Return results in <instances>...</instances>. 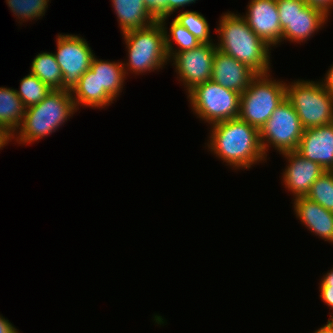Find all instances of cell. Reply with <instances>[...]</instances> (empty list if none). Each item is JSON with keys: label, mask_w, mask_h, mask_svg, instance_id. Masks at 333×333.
<instances>
[{"label": "cell", "mask_w": 333, "mask_h": 333, "mask_svg": "<svg viewBox=\"0 0 333 333\" xmlns=\"http://www.w3.org/2000/svg\"><path fill=\"white\" fill-rule=\"evenodd\" d=\"M76 111L71 91L52 90L40 103L25 109L23 121L11 141L23 145L39 141L57 131Z\"/></svg>", "instance_id": "3957f363"}, {"label": "cell", "mask_w": 333, "mask_h": 333, "mask_svg": "<svg viewBox=\"0 0 333 333\" xmlns=\"http://www.w3.org/2000/svg\"><path fill=\"white\" fill-rule=\"evenodd\" d=\"M307 5L321 10L326 16L330 17L331 8H333V0H304Z\"/></svg>", "instance_id": "83f0119b"}, {"label": "cell", "mask_w": 333, "mask_h": 333, "mask_svg": "<svg viewBox=\"0 0 333 333\" xmlns=\"http://www.w3.org/2000/svg\"><path fill=\"white\" fill-rule=\"evenodd\" d=\"M270 74H257L241 93L238 117L259 130L286 98L285 81L274 80Z\"/></svg>", "instance_id": "8992f818"}, {"label": "cell", "mask_w": 333, "mask_h": 333, "mask_svg": "<svg viewBox=\"0 0 333 333\" xmlns=\"http://www.w3.org/2000/svg\"><path fill=\"white\" fill-rule=\"evenodd\" d=\"M0 333H20L15 326L9 322V320L5 319L2 315H0Z\"/></svg>", "instance_id": "4dcf8cb0"}, {"label": "cell", "mask_w": 333, "mask_h": 333, "mask_svg": "<svg viewBox=\"0 0 333 333\" xmlns=\"http://www.w3.org/2000/svg\"><path fill=\"white\" fill-rule=\"evenodd\" d=\"M220 18L215 30L219 36L215 43L217 49L247 65L256 74L269 73L272 48L252 31L240 14L229 11Z\"/></svg>", "instance_id": "7a4b0ae2"}, {"label": "cell", "mask_w": 333, "mask_h": 333, "mask_svg": "<svg viewBox=\"0 0 333 333\" xmlns=\"http://www.w3.org/2000/svg\"><path fill=\"white\" fill-rule=\"evenodd\" d=\"M121 34L128 52L127 63L122 62L125 74L128 75L131 72L142 75L148 71L150 73L165 68L169 59L165 49V32L161 22Z\"/></svg>", "instance_id": "277c9868"}, {"label": "cell", "mask_w": 333, "mask_h": 333, "mask_svg": "<svg viewBox=\"0 0 333 333\" xmlns=\"http://www.w3.org/2000/svg\"><path fill=\"white\" fill-rule=\"evenodd\" d=\"M149 14L157 21L166 25L167 0H143Z\"/></svg>", "instance_id": "4316f807"}, {"label": "cell", "mask_w": 333, "mask_h": 333, "mask_svg": "<svg viewBox=\"0 0 333 333\" xmlns=\"http://www.w3.org/2000/svg\"><path fill=\"white\" fill-rule=\"evenodd\" d=\"M187 99L197 118L209 125L239 116L241 94L211 80L196 85Z\"/></svg>", "instance_id": "52a82bcc"}, {"label": "cell", "mask_w": 333, "mask_h": 333, "mask_svg": "<svg viewBox=\"0 0 333 333\" xmlns=\"http://www.w3.org/2000/svg\"><path fill=\"white\" fill-rule=\"evenodd\" d=\"M305 197L333 212V171L324 172L311 185Z\"/></svg>", "instance_id": "484cf974"}, {"label": "cell", "mask_w": 333, "mask_h": 333, "mask_svg": "<svg viewBox=\"0 0 333 333\" xmlns=\"http://www.w3.org/2000/svg\"><path fill=\"white\" fill-rule=\"evenodd\" d=\"M71 94L77 110L79 106L98 108V81L90 68L81 76Z\"/></svg>", "instance_id": "7402d4cb"}, {"label": "cell", "mask_w": 333, "mask_h": 333, "mask_svg": "<svg viewBox=\"0 0 333 333\" xmlns=\"http://www.w3.org/2000/svg\"><path fill=\"white\" fill-rule=\"evenodd\" d=\"M282 28V42L305 43L326 24L328 16L304 0H276Z\"/></svg>", "instance_id": "9c48e42d"}, {"label": "cell", "mask_w": 333, "mask_h": 333, "mask_svg": "<svg viewBox=\"0 0 333 333\" xmlns=\"http://www.w3.org/2000/svg\"><path fill=\"white\" fill-rule=\"evenodd\" d=\"M30 73L52 90H62L63 76L54 53H38L31 62Z\"/></svg>", "instance_id": "ffe728a7"}, {"label": "cell", "mask_w": 333, "mask_h": 333, "mask_svg": "<svg viewBox=\"0 0 333 333\" xmlns=\"http://www.w3.org/2000/svg\"><path fill=\"white\" fill-rule=\"evenodd\" d=\"M165 32V49L167 52L168 59H170L174 54L191 50L193 48L198 47L201 42L194 37L184 26L178 23L175 19H173L170 24L169 32L167 26L162 24ZM177 46V49L174 48L173 41Z\"/></svg>", "instance_id": "44dd1931"}, {"label": "cell", "mask_w": 333, "mask_h": 333, "mask_svg": "<svg viewBox=\"0 0 333 333\" xmlns=\"http://www.w3.org/2000/svg\"><path fill=\"white\" fill-rule=\"evenodd\" d=\"M25 109L16 89L0 87V127L10 136L21 125Z\"/></svg>", "instance_id": "d6986e66"}, {"label": "cell", "mask_w": 333, "mask_h": 333, "mask_svg": "<svg viewBox=\"0 0 333 333\" xmlns=\"http://www.w3.org/2000/svg\"><path fill=\"white\" fill-rule=\"evenodd\" d=\"M197 0H167V19L173 12L175 13L179 8L189 6Z\"/></svg>", "instance_id": "f546056e"}, {"label": "cell", "mask_w": 333, "mask_h": 333, "mask_svg": "<svg viewBox=\"0 0 333 333\" xmlns=\"http://www.w3.org/2000/svg\"><path fill=\"white\" fill-rule=\"evenodd\" d=\"M210 126L208 149L227 166L235 170H245L261 161L267 162L261 147L258 128L249 125L239 117Z\"/></svg>", "instance_id": "6da1fadb"}, {"label": "cell", "mask_w": 333, "mask_h": 333, "mask_svg": "<svg viewBox=\"0 0 333 333\" xmlns=\"http://www.w3.org/2000/svg\"><path fill=\"white\" fill-rule=\"evenodd\" d=\"M201 43H214L210 37V27L203 14L196 11H184L174 18Z\"/></svg>", "instance_id": "d4e9b609"}, {"label": "cell", "mask_w": 333, "mask_h": 333, "mask_svg": "<svg viewBox=\"0 0 333 333\" xmlns=\"http://www.w3.org/2000/svg\"><path fill=\"white\" fill-rule=\"evenodd\" d=\"M87 42L75 34L56 36L57 50L54 55L63 76L62 90L72 91L81 76L90 68L95 53Z\"/></svg>", "instance_id": "30bf717a"}, {"label": "cell", "mask_w": 333, "mask_h": 333, "mask_svg": "<svg viewBox=\"0 0 333 333\" xmlns=\"http://www.w3.org/2000/svg\"><path fill=\"white\" fill-rule=\"evenodd\" d=\"M121 33L146 28L157 22L147 11L143 0H111Z\"/></svg>", "instance_id": "ac0fdd59"}, {"label": "cell", "mask_w": 333, "mask_h": 333, "mask_svg": "<svg viewBox=\"0 0 333 333\" xmlns=\"http://www.w3.org/2000/svg\"><path fill=\"white\" fill-rule=\"evenodd\" d=\"M296 218L324 241L333 244V212L305 196L293 198Z\"/></svg>", "instance_id": "e0dca14e"}, {"label": "cell", "mask_w": 333, "mask_h": 333, "mask_svg": "<svg viewBox=\"0 0 333 333\" xmlns=\"http://www.w3.org/2000/svg\"><path fill=\"white\" fill-rule=\"evenodd\" d=\"M6 3L21 24L45 16L49 0H6Z\"/></svg>", "instance_id": "cb8c5ba5"}, {"label": "cell", "mask_w": 333, "mask_h": 333, "mask_svg": "<svg viewBox=\"0 0 333 333\" xmlns=\"http://www.w3.org/2000/svg\"><path fill=\"white\" fill-rule=\"evenodd\" d=\"M320 291V298L321 300L329 306V309L333 312V287L328 286H319ZM330 314V319H333V313Z\"/></svg>", "instance_id": "f1b7e54d"}, {"label": "cell", "mask_w": 333, "mask_h": 333, "mask_svg": "<svg viewBox=\"0 0 333 333\" xmlns=\"http://www.w3.org/2000/svg\"><path fill=\"white\" fill-rule=\"evenodd\" d=\"M256 75L247 65L216 49L211 81L241 94Z\"/></svg>", "instance_id": "9a60e30c"}, {"label": "cell", "mask_w": 333, "mask_h": 333, "mask_svg": "<svg viewBox=\"0 0 333 333\" xmlns=\"http://www.w3.org/2000/svg\"><path fill=\"white\" fill-rule=\"evenodd\" d=\"M286 99L297 112L304 129L333 122V96L321 80L298 79L286 83Z\"/></svg>", "instance_id": "5b68a950"}, {"label": "cell", "mask_w": 333, "mask_h": 333, "mask_svg": "<svg viewBox=\"0 0 333 333\" xmlns=\"http://www.w3.org/2000/svg\"><path fill=\"white\" fill-rule=\"evenodd\" d=\"M281 155L287 162L281 179L294 198L306 196L311 185L326 172L318 163L302 157L296 151L284 152Z\"/></svg>", "instance_id": "4fadbf2b"}, {"label": "cell", "mask_w": 333, "mask_h": 333, "mask_svg": "<svg viewBox=\"0 0 333 333\" xmlns=\"http://www.w3.org/2000/svg\"><path fill=\"white\" fill-rule=\"evenodd\" d=\"M296 152L325 171H333V122L304 129Z\"/></svg>", "instance_id": "5bb4252c"}, {"label": "cell", "mask_w": 333, "mask_h": 333, "mask_svg": "<svg viewBox=\"0 0 333 333\" xmlns=\"http://www.w3.org/2000/svg\"><path fill=\"white\" fill-rule=\"evenodd\" d=\"M326 90L333 96V64L321 80Z\"/></svg>", "instance_id": "1f68e13d"}, {"label": "cell", "mask_w": 333, "mask_h": 333, "mask_svg": "<svg viewBox=\"0 0 333 333\" xmlns=\"http://www.w3.org/2000/svg\"><path fill=\"white\" fill-rule=\"evenodd\" d=\"M259 132L261 147L267 157L270 147L275 148L279 154L296 151L304 133V127L297 112L285 98Z\"/></svg>", "instance_id": "ba28073f"}, {"label": "cell", "mask_w": 333, "mask_h": 333, "mask_svg": "<svg viewBox=\"0 0 333 333\" xmlns=\"http://www.w3.org/2000/svg\"><path fill=\"white\" fill-rule=\"evenodd\" d=\"M320 286L333 287V268L322 277Z\"/></svg>", "instance_id": "d6a6232c"}, {"label": "cell", "mask_w": 333, "mask_h": 333, "mask_svg": "<svg viewBox=\"0 0 333 333\" xmlns=\"http://www.w3.org/2000/svg\"><path fill=\"white\" fill-rule=\"evenodd\" d=\"M94 56L90 69L97 76L98 81V108L111 105L123 90L125 74L122 61H108L97 59Z\"/></svg>", "instance_id": "2e32d148"}, {"label": "cell", "mask_w": 333, "mask_h": 333, "mask_svg": "<svg viewBox=\"0 0 333 333\" xmlns=\"http://www.w3.org/2000/svg\"><path fill=\"white\" fill-rule=\"evenodd\" d=\"M252 31L268 46L280 45L282 28L276 0H250L246 15H241Z\"/></svg>", "instance_id": "7c38bea8"}, {"label": "cell", "mask_w": 333, "mask_h": 333, "mask_svg": "<svg viewBox=\"0 0 333 333\" xmlns=\"http://www.w3.org/2000/svg\"><path fill=\"white\" fill-rule=\"evenodd\" d=\"M216 49L214 43H201L198 47L178 52L169 59L187 93L196 85L211 79Z\"/></svg>", "instance_id": "8fae6325"}, {"label": "cell", "mask_w": 333, "mask_h": 333, "mask_svg": "<svg viewBox=\"0 0 333 333\" xmlns=\"http://www.w3.org/2000/svg\"><path fill=\"white\" fill-rule=\"evenodd\" d=\"M9 141L11 142V136L0 127V149H3Z\"/></svg>", "instance_id": "e575fe53"}, {"label": "cell", "mask_w": 333, "mask_h": 333, "mask_svg": "<svg viewBox=\"0 0 333 333\" xmlns=\"http://www.w3.org/2000/svg\"><path fill=\"white\" fill-rule=\"evenodd\" d=\"M51 91L52 89L30 72L20 80L19 91L16 89L25 108L40 103Z\"/></svg>", "instance_id": "603a6c76"}, {"label": "cell", "mask_w": 333, "mask_h": 333, "mask_svg": "<svg viewBox=\"0 0 333 333\" xmlns=\"http://www.w3.org/2000/svg\"><path fill=\"white\" fill-rule=\"evenodd\" d=\"M313 333H333V319H328L327 324L318 328Z\"/></svg>", "instance_id": "836d02e7"}]
</instances>
